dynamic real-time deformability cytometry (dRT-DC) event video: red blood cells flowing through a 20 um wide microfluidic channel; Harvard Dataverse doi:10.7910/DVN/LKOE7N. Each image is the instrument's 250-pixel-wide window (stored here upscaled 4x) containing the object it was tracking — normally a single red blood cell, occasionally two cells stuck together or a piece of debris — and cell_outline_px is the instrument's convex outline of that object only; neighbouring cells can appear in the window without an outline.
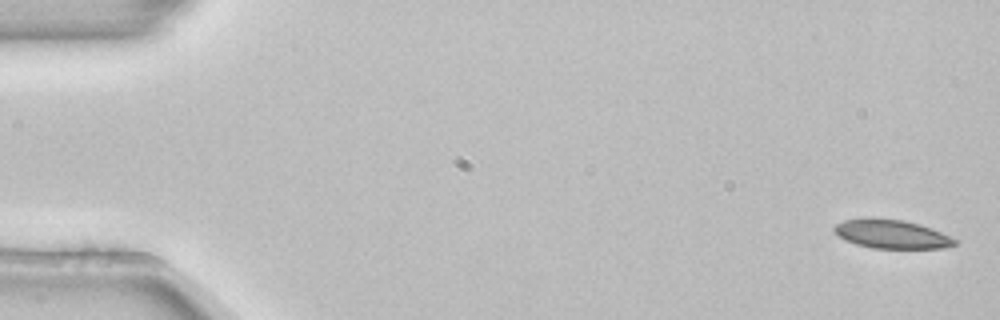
{"species": "common noctule bat (a hibernating species)", "species_latin": "Nyctalus noctula", "temperature_condition": "room temperature", "stored_images_in_passage": 4, "camera_frame_rate_fps": 3000, "um_per_image_px": 0.085, "animal": {"sex": "female", "body_mass_g": 22.7, "forearm_length_mm": 54.2}, "frame": {"image": 1, "passage_image": 1, "time_ms": 0.0, "image_size_px": [1000, 320], "cell_outline_px": [[956, 244], [944, 248], [872, 248], [856, 244], [840, 236], [832, 228], [836, 224], [844, 220], [904, 220], [920, 224], [940, 232], [956, 240]], "centroid_in_image_um": [75.83, 19.93], "position_along_channel_um": 9.2, "area_um2": 19.31}}